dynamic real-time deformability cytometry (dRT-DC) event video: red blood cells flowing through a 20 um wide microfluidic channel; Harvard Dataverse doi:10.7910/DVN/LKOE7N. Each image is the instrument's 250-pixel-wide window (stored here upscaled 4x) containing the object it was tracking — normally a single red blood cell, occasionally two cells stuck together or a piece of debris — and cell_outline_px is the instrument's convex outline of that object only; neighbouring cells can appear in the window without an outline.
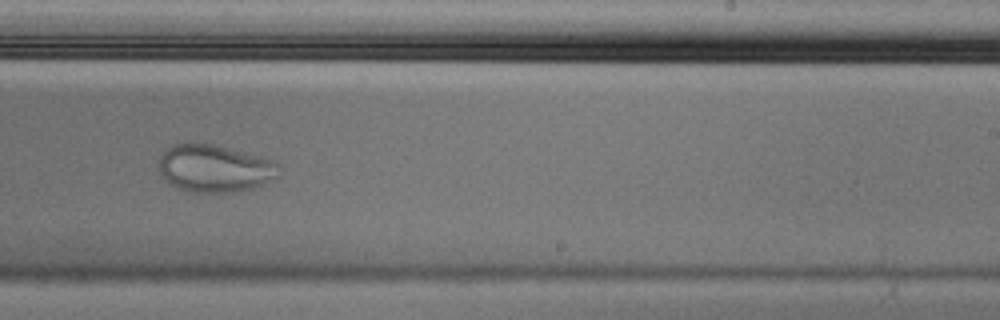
{"species": "Egyptian fruit bat (a non-hibernating species)", "species_latin": "Rousettus aegyptiacus", "temperature_condition": "cold", "stored_images_in_passage": 48, "camera_frame_rate_fps": 3000, "um_per_image_px": 0.085, "animal": {"sex": "male"}, "frame": {"image": 1, "passage_image": 28, "time_ms": 9.0, "image_size_px": [1000, 320], "cell_outline_px": [[280, 176], [264, 184], [252, 188], [232, 192], [192, 192], [180, 188], [172, 184], [160, 172], [160, 156], [172, 144], [188, 140], [216, 144], [276, 160], [280, 164]], "centroid_in_image_um": [18.31, 14.26], "position_along_channel_um": 270.7, "area_um2": 33.81}}